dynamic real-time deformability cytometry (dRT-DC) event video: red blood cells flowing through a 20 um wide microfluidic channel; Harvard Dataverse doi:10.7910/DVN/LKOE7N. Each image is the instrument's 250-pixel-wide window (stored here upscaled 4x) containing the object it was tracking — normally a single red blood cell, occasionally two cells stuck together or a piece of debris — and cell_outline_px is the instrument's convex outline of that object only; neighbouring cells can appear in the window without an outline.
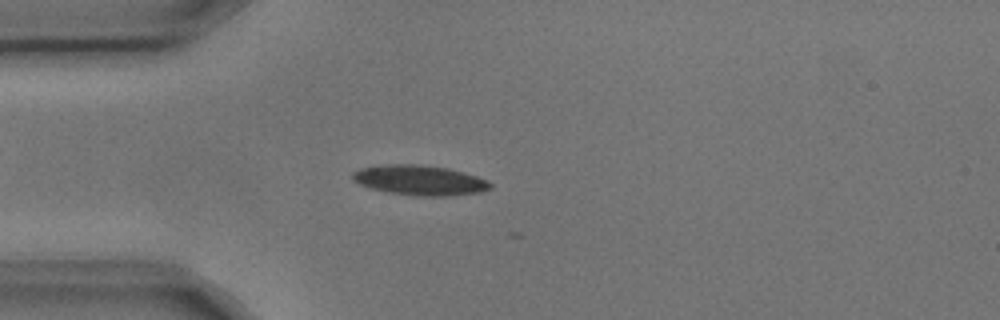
{"species": "common noctule bat (a hibernating species)", "species_latin": "Nyctalus noctula", "temperature_condition": "cold", "stored_images_in_passage": 5, "camera_frame_rate_fps": 3000, "um_per_image_px": 0.085, "animal": {"sex": "male", "body_mass_g": 17.9, "forearm_length_mm": 54.2}, "frame": {"image": 1, "passage_image": 3, "time_ms": 0.667, "image_size_px": [1000, 320], "cell_outline_px": [[492, 188], [480, 192], [448, 196], [416, 196], [388, 192], [372, 188], [360, 184], [352, 180], [352, 172], [360, 168], [384, 164], [420, 164], [448, 168], [476, 176], [488, 180], [492, 184]], "centroid_in_image_um": [35.68, 15.31], "position_along_channel_um": 49.3, "area_um2": 24.16}}